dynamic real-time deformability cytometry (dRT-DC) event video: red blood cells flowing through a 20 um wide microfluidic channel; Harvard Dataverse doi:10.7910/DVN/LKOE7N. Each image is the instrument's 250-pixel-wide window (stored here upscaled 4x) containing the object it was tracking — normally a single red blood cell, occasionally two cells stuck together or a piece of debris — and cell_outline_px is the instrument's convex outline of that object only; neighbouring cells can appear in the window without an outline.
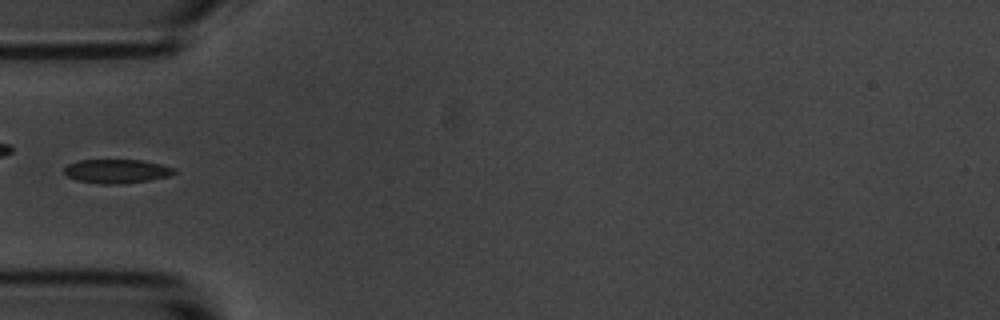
{"species": "common noctule bat (a hibernating species)", "species_latin": "Nyctalus noctula", "temperature_condition": "room temperature", "stored_images_in_passage": 10, "camera_frame_rate_fps": 3000, "um_per_image_px": 0.085, "animal": {"sex": "male", "body_mass_g": 20.1, "forearm_length_mm": 53.5}, "frame": {"image": 1, "passage_image": 6, "time_ms": 6.0, "image_size_px": [1000, 320], "cell_outline_px": [[176, 172], [168, 176], [148, 180], [120, 184], [100, 184], [76, 180], [68, 176], [64, 172], [64, 168], [68, 164], [80, 160], [144, 160], [176, 168]], "centroid_in_image_um": [9.92, 14.55], "position_along_channel_um": 75.1, "area_um2": 15.32}}
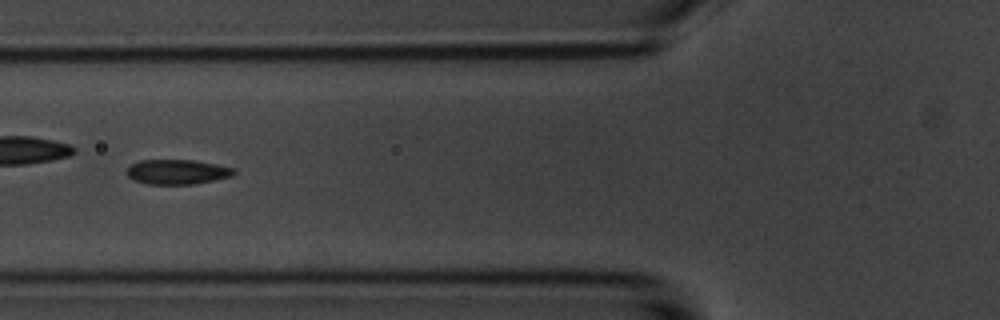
{"frame": {"image": 2, "passage_image": 7, "time_ms": 7.0, "image_size_px": [1000, 320], "cell_outline_px": [[236, 172], [232, 176], [196, 184], [148, 184], [132, 180], [124, 172], [132, 164], [140, 160], [192, 160], [216, 164], [232, 168]], "centroid_in_image_um": [15.03, 14.61], "position_along_channel_um": 110.8, "area_um2": 15.49}}
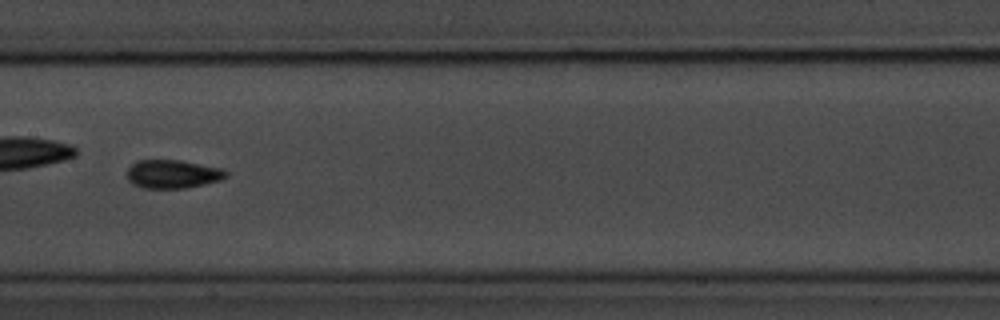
{"frame": {"image": 3, "passage_image": 9, "time_ms": 9.333, "image_size_px": [1000, 320], "cell_outline_px": [[228, 176], [220, 180], [204, 184], [184, 188], [144, 188], [132, 184], [128, 180], [128, 168], [132, 164], [140, 160], [180, 160], [224, 168], [228, 172]], "centroid_in_image_um": [14.71, 14.79], "position_along_channel_um": 192.7, "area_um2": 16.47}}